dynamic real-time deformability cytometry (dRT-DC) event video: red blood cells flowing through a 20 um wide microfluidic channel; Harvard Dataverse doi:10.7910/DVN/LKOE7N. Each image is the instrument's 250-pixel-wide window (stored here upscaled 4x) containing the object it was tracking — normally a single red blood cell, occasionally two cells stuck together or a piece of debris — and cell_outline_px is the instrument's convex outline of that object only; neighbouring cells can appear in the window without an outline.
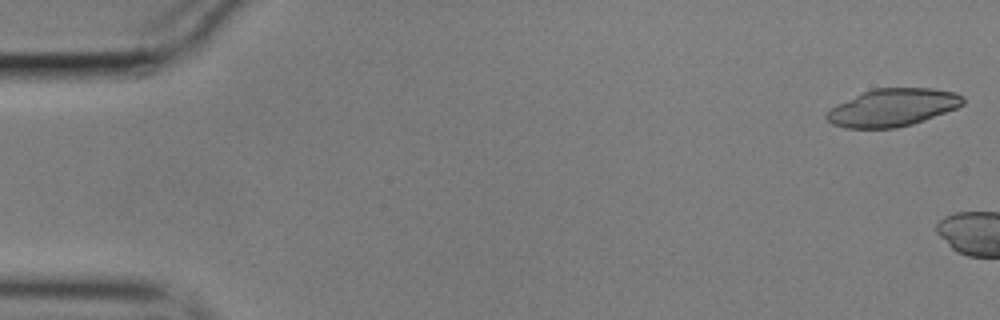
{"species": "common noctule bat (a hibernating species)", "species_latin": "Nyctalus noctula", "temperature_condition": "cold", "stored_images_in_passage": 5, "camera_frame_rate_fps": 3000, "um_per_image_px": 0.085, "animal": {"sex": "male", "body_mass_g": 17.9}, "frame": {"image": 1, "passage_image": 1, "time_ms": 0.0, "image_size_px": [1000, 320], "cell_outline_px": [[964, 104], [956, 108], [924, 120], [912, 124], [896, 128], [844, 128], [832, 124], [824, 116], [832, 108], [872, 88], [932, 88], [956, 92], [964, 96]], "centroid_in_image_um": [75.92, 9.14], "position_along_channel_um": 9.1, "area_um2": 29.59}}